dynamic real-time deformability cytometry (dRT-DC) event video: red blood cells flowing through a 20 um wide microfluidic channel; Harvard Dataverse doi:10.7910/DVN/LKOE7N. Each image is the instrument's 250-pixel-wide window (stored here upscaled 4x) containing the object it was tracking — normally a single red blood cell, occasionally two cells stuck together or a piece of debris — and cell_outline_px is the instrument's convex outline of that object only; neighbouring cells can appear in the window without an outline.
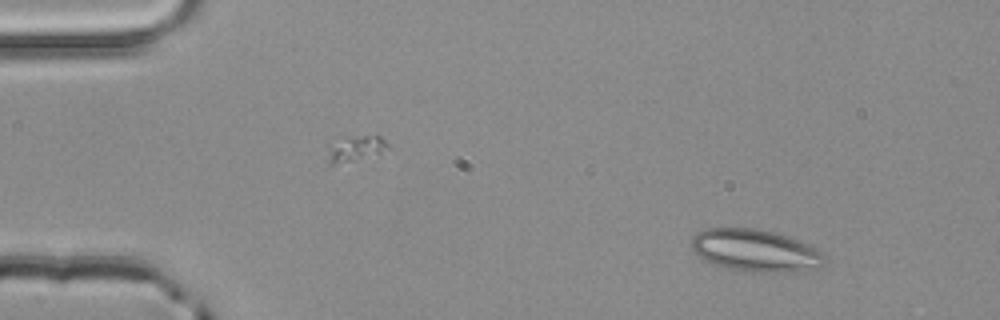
{"species": "common noctule bat (a hibernating species)", "species_latin": "Nyctalus noctula", "temperature_condition": "room temperature", "stored_images_in_passage": 3, "camera_frame_rate_fps": 3000, "um_per_image_px": 0.085, "animal": {"sex": "male", "body_mass_g": 20.4}, "frame": {"image": 1, "passage_image": 1, "time_ms": 0.0, "image_size_px": [1000, 320], "cell_outline_px": [[824, 264], [820, 268], [800, 272], [752, 272], [720, 268], [704, 260], [692, 248], [692, 236], [696, 232], [704, 228], [756, 228], [772, 232], [800, 240], [816, 248], [824, 256]], "centroid_in_image_um": [64.2, 21.31], "position_along_channel_um": 20.8, "area_um2": 33.18}}